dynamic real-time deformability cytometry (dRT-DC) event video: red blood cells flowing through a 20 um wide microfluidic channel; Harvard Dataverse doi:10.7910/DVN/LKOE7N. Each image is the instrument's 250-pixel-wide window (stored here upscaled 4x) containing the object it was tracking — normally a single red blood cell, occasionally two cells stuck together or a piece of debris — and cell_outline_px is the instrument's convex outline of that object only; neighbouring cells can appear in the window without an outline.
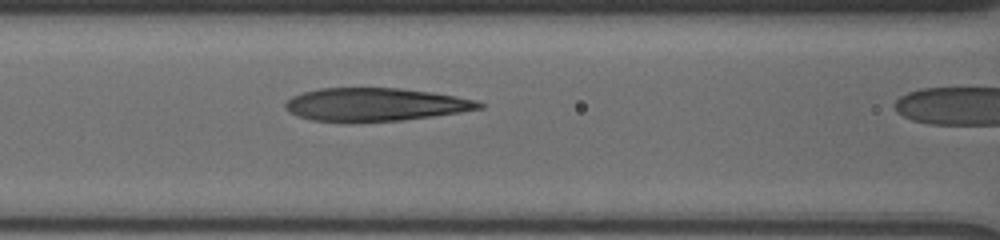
{"species": "human", "species_latin": "Homo sapiens", "temperature_condition": "cold", "stored_images_in_passage": 8, "camera_frame_rate_fps": 3000, "um_per_image_px": 0.085, "donor": {"sex": "male"}, "frame": {"image": 1, "passage_image": 7, "time_ms": 3.333, "image_size_px": [1000, 240], "cell_outline_px": [[484, 108], [460, 112], [404, 120], [344, 124], [312, 120], [288, 112], [284, 108], [284, 104], [292, 96], [304, 92], [320, 88], [400, 88], [432, 92], [476, 100], [484, 104]], "centroid_in_image_um": [31.85, 8.91], "position_along_channel_um": 134.7, "area_um2": 37.97}}